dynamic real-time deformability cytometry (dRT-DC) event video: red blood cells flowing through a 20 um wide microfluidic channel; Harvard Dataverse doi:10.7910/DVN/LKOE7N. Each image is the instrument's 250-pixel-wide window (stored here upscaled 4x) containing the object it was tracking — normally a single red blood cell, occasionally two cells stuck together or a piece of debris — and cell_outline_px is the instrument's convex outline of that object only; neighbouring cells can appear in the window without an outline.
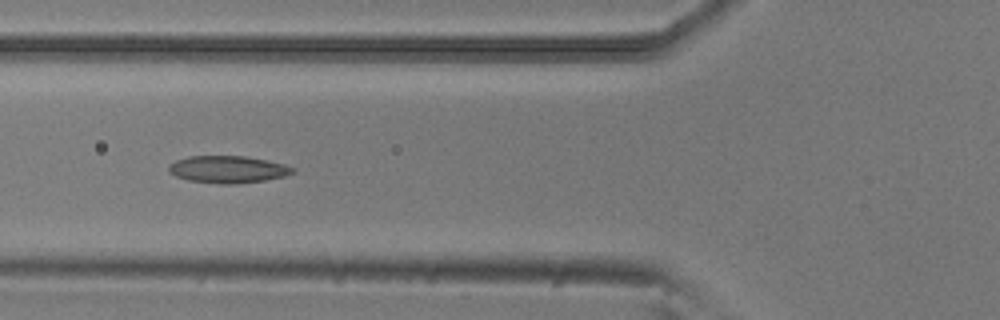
{"species": "common noctule bat (a hibernating species)", "species_latin": "Nyctalus noctula", "temperature_condition": "room temperature", "stored_images_in_passage": 7, "camera_frame_rate_fps": 3000, "um_per_image_px": 0.085, "animal": {"sex": "male", "body_mass_g": 20.5, "forearm_length_mm": 52.5}, "frame": {"image": 1, "passage_image": 5, "time_ms": 1.333, "image_size_px": [1000, 320], "cell_outline_px": [[296, 172], [284, 176], [264, 180], [236, 184], [220, 184], [188, 180], [176, 176], [168, 172], [168, 168], [176, 160], [188, 156], [244, 156], [284, 164], [296, 168]], "centroid_in_image_um": [19.38, 14.4], "position_along_channel_um": 106.4, "area_um2": 19.54}}
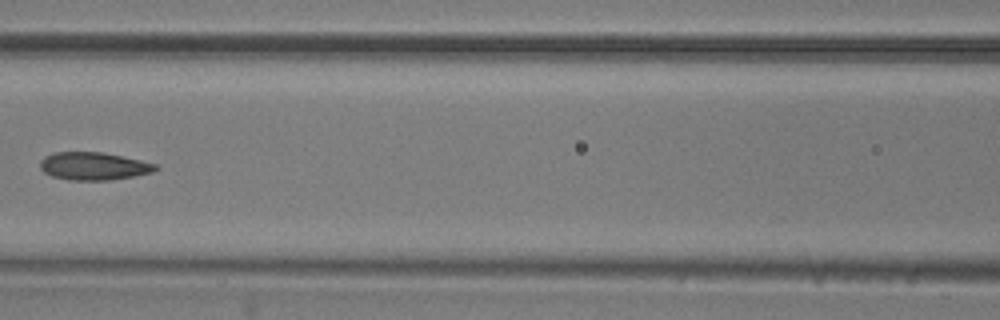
{"frame": {"image": 2, "passage_image": 6, "time_ms": 1.667, "image_size_px": [1000, 320], "cell_outline_px": [[160, 168], [152, 172], [112, 180], [68, 180], [52, 176], [44, 172], [40, 168], [40, 160], [44, 156], [56, 152], [104, 152], [140, 160], [156, 164]], "centroid_in_image_um": [7.95, 14.12], "position_along_channel_um": 158.7, "area_um2": 18.73}}
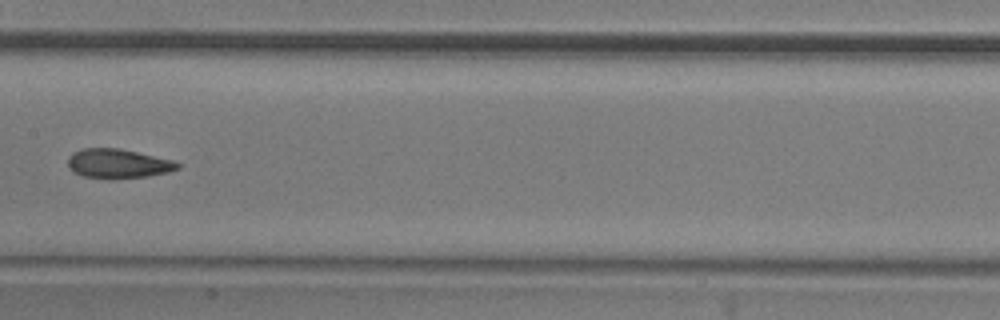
{"frame": {"image": 3, "passage_image": 7, "time_ms": 2.0, "image_size_px": [1000, 320], "cell_outline_px": [[180, 168], [168, 172], [148, 176], [84, 176], [68, 168], [68, 156], [72, 152], [80, 148], [120, 148], [172, 160], [180, 164]], "centroid_in_image_um": [10.02, 13.85], "position_along_channel_um": 197.4, "area_um2": 18.03}}